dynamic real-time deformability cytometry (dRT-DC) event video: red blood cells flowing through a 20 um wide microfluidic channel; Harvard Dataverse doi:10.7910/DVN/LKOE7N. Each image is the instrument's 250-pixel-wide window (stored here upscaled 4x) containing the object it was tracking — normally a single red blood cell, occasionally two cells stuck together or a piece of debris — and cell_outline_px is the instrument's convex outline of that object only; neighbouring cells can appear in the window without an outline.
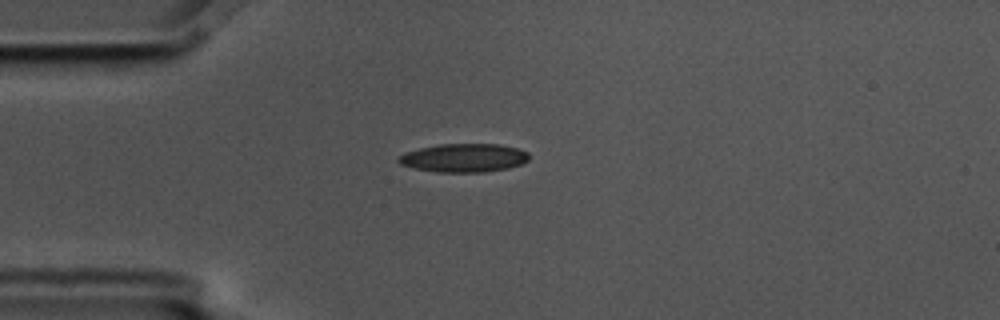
{"species": "common noctule bat (a hibernating species)", "species_latin": "Nyctalus noctula", "temperature_condition": "cold", "stored_images_in_passage": 3, "camera_frame_rate_fps": 3000, "um_per_image_px": 0.085, "animal": {"sex": "male", "body_mass_g": 17.5, "forearm_length_mm": 52.3}, "frame": {"image": 1, "passage_image": 1, "time_ms": 0.0, "image_size_px": [1000, 320], "cell_outline_px": [[528, 160], [520, 164], [508, 168], [484, 172], [436, 172], [416, 168], [400, 164], [396, 160], [404, 152], [420, 148], [440, 144], [500, 144], [516, 148], [528, 152]], "centroid_in_image_um": [39.42, 13.41], "position_along_channel_um": 45.6, "area_um2": 21.56}}
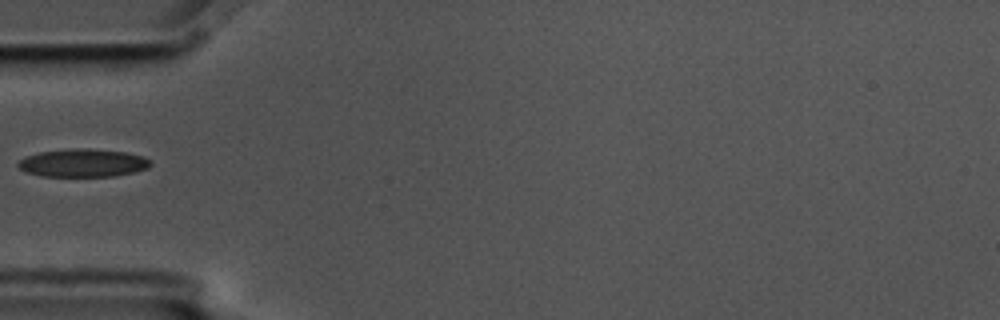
{"frame": {"image": 2, "passage_image": 2, "time_ms": 0.333, "image_size_px": [1000, 320], "cell_outline_px": [[152, 164], [148, 168], [136, 172], [112, 176], [40, 176], [24, 172], [16, 164], [24, 156], [40, 152], [68, 148], [88, 148], [124, 152], [144, 156]], "centroid_in_image_um": [7.02, 13.85], "position_along_channel_um": 78.0, "area_um2": 21.79}}